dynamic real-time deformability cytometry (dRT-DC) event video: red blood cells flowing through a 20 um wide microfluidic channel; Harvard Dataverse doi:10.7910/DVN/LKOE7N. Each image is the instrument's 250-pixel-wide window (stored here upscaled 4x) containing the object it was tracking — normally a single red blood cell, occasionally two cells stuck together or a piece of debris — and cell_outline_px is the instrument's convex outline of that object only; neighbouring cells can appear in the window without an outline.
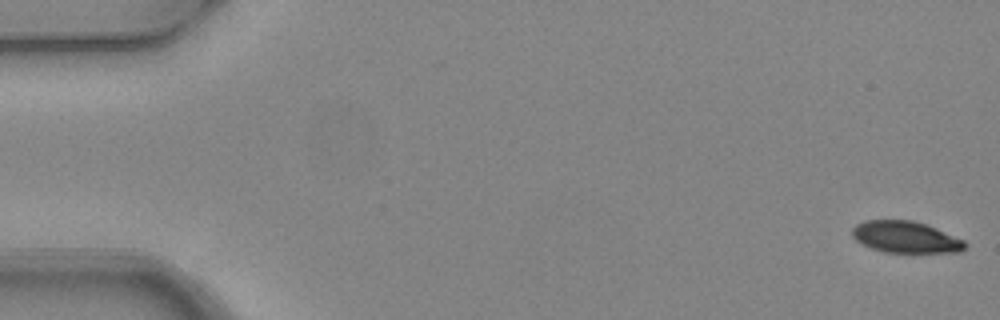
{"species": "common noctule bat (a hibernating species)", "species_latin": "Nyctalus noctula", "temperature_condition": "warm", "stored_images_in_passage": 3, "camera_frame_rate_fps": 3000, "um_per_image_px": 0.085, "animal": {"sex": "female", "body_mass_g": 24.6, "forearm_length_mm": 56.2}, "frame": {"image": 1, "passage_image": 1, "time_ms": 0.0, "image_size_px": [1000, 320], "cell_outline_px": [[968, 244], [960, 252], [884, 252], [872, 248], [856, 240], [852, 236], [852, 228], [856, 224], [864, 220], [912, 220], [936, 228], [964, 240]], "centroid_in_image_um": [76.97, 20.14], "position_along_channel_um": 8.0, "area_um2": 20.63}}